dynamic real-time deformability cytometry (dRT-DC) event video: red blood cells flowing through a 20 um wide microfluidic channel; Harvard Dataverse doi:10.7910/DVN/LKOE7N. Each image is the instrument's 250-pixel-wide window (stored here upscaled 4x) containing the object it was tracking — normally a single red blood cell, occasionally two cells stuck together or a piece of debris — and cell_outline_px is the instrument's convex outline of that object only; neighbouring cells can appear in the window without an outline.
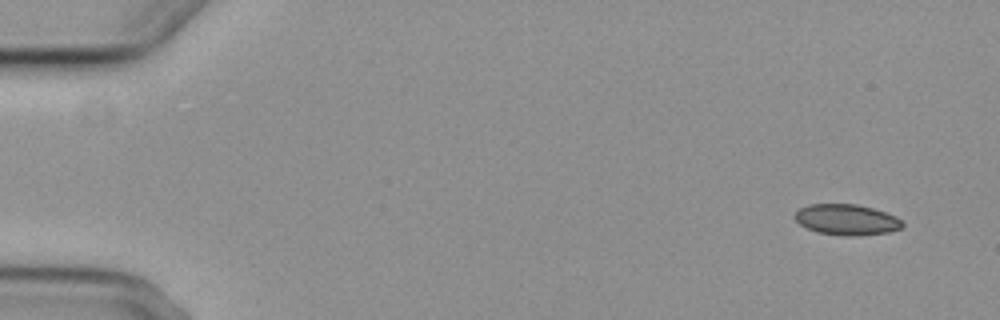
{"species": "common noctule bat (a hibernating species)", "species_latin": "Nyctalus noctula", "temperature_condition": "cold", "stored_images_in_passage": 3, "segment_of_instrument_passage": [2, 2], "camera_frame_rate_fps": 3000, "um_per_image_px": 0.085, "animal": {"sex": "female", "body_mass_g": 29.2, "forearm_length_mm": 56.3}, "frame": {"image": 1, "passage_image": 3, "time_ms": 2.333, "image_size_px": [1000, 320], "cell_outline_px": [[904, 224], [900, 228], [888, 232], [856, 236], [844, 236], [816, 232], [800, 224], [796, 220], [796, 212], [800, 208], [808, 204], [856, 204], [872, 208], [896, 216]], "centroid_in_image_um": [71.96, 18.67], "position_along_channel_um": 13.0, "area_um2": 19.13}}